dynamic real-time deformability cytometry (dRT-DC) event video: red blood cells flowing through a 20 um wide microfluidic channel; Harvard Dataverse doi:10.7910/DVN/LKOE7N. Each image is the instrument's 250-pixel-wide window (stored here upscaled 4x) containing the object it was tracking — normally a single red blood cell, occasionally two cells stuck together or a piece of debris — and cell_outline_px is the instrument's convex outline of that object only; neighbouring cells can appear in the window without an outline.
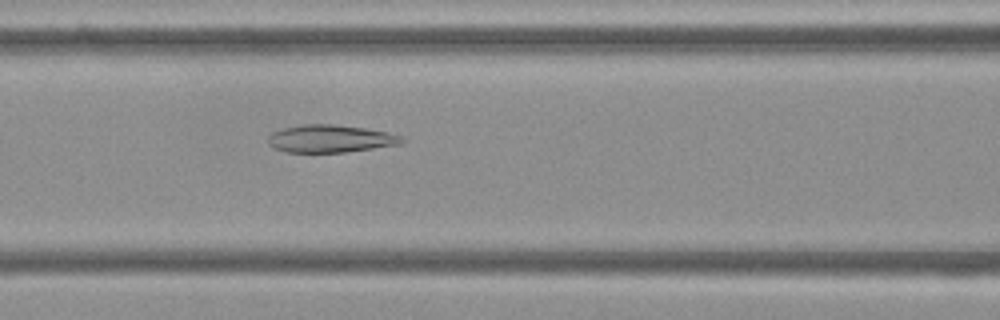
{"species": "Egyptian fruit bat (a non-hibernating species)", "species_latin": "Rousettus aegyptiacus", "temperature_condition": "cold", "stored_images_in_passage": 53, "camera_frame_rate_fps": 3000, "um_per_image_px": 0.085, "frame": {"image": 1, "passage_image": 22, "time_ms": 7.0, "image_size_px": [1000, 320], "cell_outline_px": [[404, 140], [400, 144], [344, 152], [288, 152], [272, 148], [268, 144], [268, 136], [272, 132], [284, 128], [304, 124], [332, 124], [364, 128], [388, 132], [404, 136]], "centroid_in_image_um": [28.06, 11.78], "position_along_channel_um": 138.5, "area_um2": 21.44}}
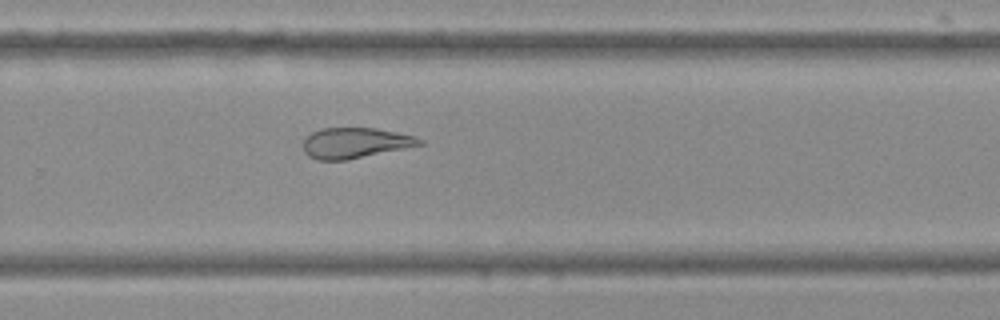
{"frame": {"image": 2, "passage_image": 35, "time_ms": 11.333, "image_size_px": [1000, 320], "cell_outline_px": [[424, 144], [348, 160], [316, 160], [308, 156], [304, 152], [304, 136], [320, 128], [376, 128], [416, 136], [424, 140]], "centroid_in_image_um": [30.17, 12.15], "position_along_channel_um": 299.6, "area_um2": 20.87}}
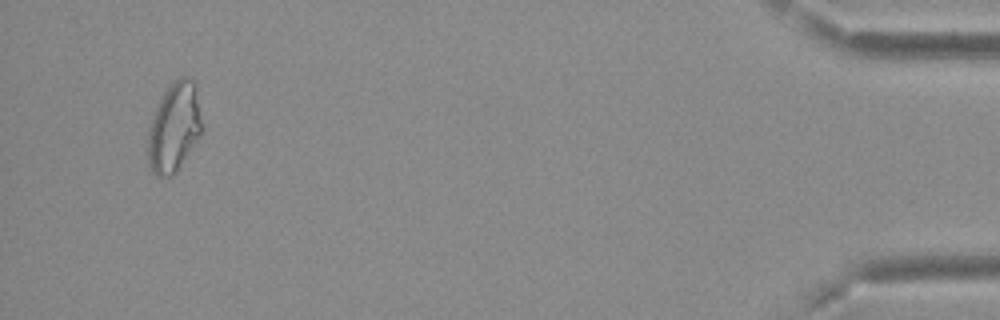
{"frame": {"image": 3, "passage_image": 51, "time_ms": 16.667, "image_size_px": [1000, 320], "cell_outline_px": [[204, 128], [200, 136], [176, 172], [172, 176], [156, 176], [148, 168], [148, 128], [152, 116], [164, 92], [172, 80], [180, 76], [184, 76], [196, 80]], "centroid_in_image_um": [14.83, 10.78], "position_along_channel_um": 420.4, "area_um2": 28.84}, "authors_computed_cell_mechanics": {"area_um2": 25.2008, "velocity_mm_per_s": 3.7237, "shape_relaxation_time_tau1_ms": null, "shape_relaxation_time_tau2_ms": 3.6524, "deformation_change_tau1": null, "deformation_change_tau2": 0.1147}}